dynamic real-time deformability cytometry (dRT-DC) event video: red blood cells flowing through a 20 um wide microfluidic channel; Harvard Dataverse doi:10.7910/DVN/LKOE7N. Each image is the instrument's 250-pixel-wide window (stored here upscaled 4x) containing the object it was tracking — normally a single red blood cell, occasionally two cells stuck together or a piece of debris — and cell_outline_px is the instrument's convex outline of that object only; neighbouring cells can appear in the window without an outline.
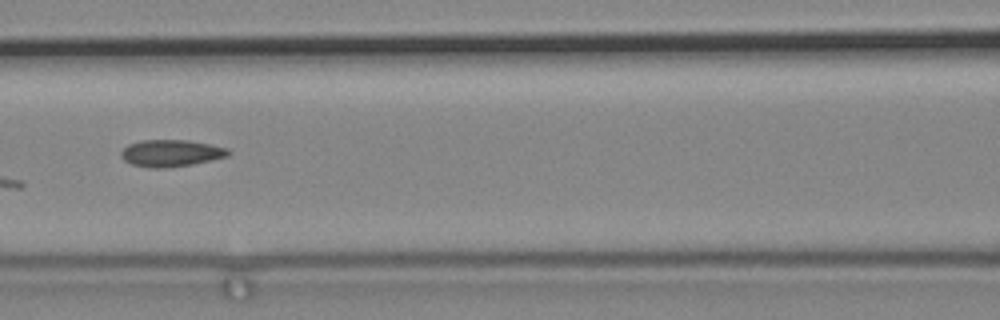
{"species": "common noctule bat (a hibernating species)", "species_latin": "Nyctalus noctula", "temperature_condition": "cold", "stored_images_in_passage": 6, "camera_frame_rate_fps": 3000, "um_per_image_px": 0.085, "animal": {"sex": "male", "body_mass_g": 19.2, "forearm_length_mm": 51.8}, "frame": {"image": 1, "passage_image": 4, "time_ms": 1.0, "image_size_px": [1000, 320], "cell_outline_px": [[232, 152], [228, 156], [192, 164], [164, 168], [148, 168], [132, 164], [124, 160], [120, 156], [120, 152], [128, 144], [140, 140], [188, 140], [228, 148]], "centroid_in_image_um": [14.51, 13.01], "position_along_channel_um": 152.1, "area_um2": 16.82}}
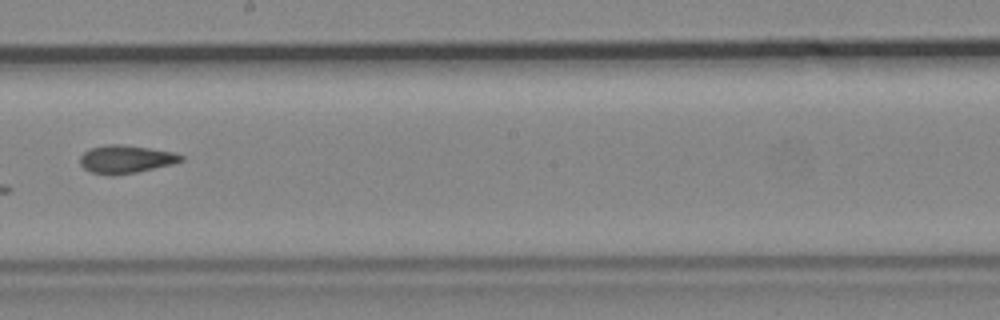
{"frame": {"image": 2, "passage_image": 6, "time_ms": 1.667, "image_size_px": [1000, 320], "cell_outline_px": [[184, 160], [172, 164], [136, 172], [112, 176], [92, 172], [84, 168], [80, 164], [80, 156], [88, 148], [108, 144], [120, 144], [176, 152], [184, 156]], "centroid_in_image_um": [10.69, 13.53], "position_along_channel_um": 237.5, "area_um2": 16.53}}